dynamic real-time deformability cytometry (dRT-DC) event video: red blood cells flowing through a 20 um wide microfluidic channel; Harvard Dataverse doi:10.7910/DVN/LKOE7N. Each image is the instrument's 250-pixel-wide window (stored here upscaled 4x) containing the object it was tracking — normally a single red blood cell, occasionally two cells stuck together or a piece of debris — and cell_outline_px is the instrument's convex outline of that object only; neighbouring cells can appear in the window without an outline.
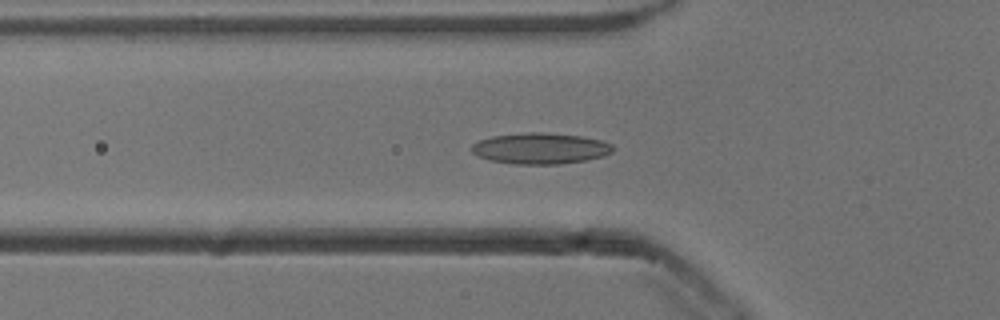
{"species": "common noctule bat (a hibernating species)", "species_latin": "Nyctalus noctula", "temperature_condition": "cold", "stored_images_in_passage": 53, "camera_frame_rate_fps": 3000, "um_per_image_px": 0.085, "animal": {"sex": "male", "body_mass_g": 13.3}, "frame": {"image": 1, "passage_image": 17, "time_ms": 5.333, "image_size_px": [1000, 320], "cell_outline_px": [[612, 152], [604, 156], [584, 160], [560, 164], [516, 164], [488, 160], [472, 152], [472, 144], [480, 140], [492, 136], [528, 132], [544, 132], [580, 136], [600, 140], [612, 144]], "centroid_in_image_um": [45.92, 12.61], "position_along_channel_um": 79.9, "area_um2": 25.37}}
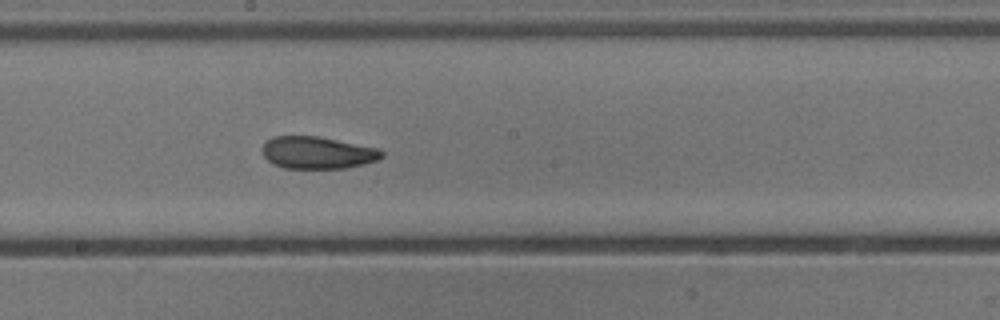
{"frame": {"image": 2, "passage_image": 28, "time_ms": 9.0, "image_size_px": [1000, 320], "cell_outline_px": [[384, 156], [376, 160], [364, 164], [348, 168], [284, 168], [272, 164], [264, 156], [264, 144], [272, 136], [316, 136], [380, 148], [384, 152]], "centroid_in_image_um": [27.02, 12.98], "position_along_channel_um": 221.2, "area_um2": 22.37}}
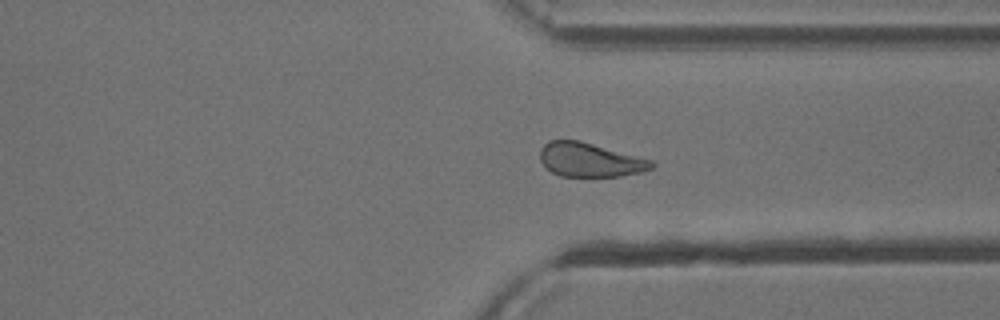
{"frame": {"image": 3, "passage_image": 39, "time_ms": 12.667, "image_size_px": [1000, 320], "cell_outline_px": [[656, 164], [652, 168], [640, 172], [620, 176], [560, 176], [552, 172], [540, 160], [540, 148], [548, 140], [580, 140], [652, 160]], "centroid_in_image_um": [50.14, 13.58], "position_along_channel_um": 361.3, "area_um2": 22.02}, "authors_computed_cell_mechanics": {"area_um2": 23.0044, "velocity_mm_per_s": 3.8244, "shape_relaxation_time_tau1_ms": null, "shape_relaxation_time_tau2_ms": 4.3325, "deformation_change_tau1": null, "deformation_change_tau2": 0.1129}}